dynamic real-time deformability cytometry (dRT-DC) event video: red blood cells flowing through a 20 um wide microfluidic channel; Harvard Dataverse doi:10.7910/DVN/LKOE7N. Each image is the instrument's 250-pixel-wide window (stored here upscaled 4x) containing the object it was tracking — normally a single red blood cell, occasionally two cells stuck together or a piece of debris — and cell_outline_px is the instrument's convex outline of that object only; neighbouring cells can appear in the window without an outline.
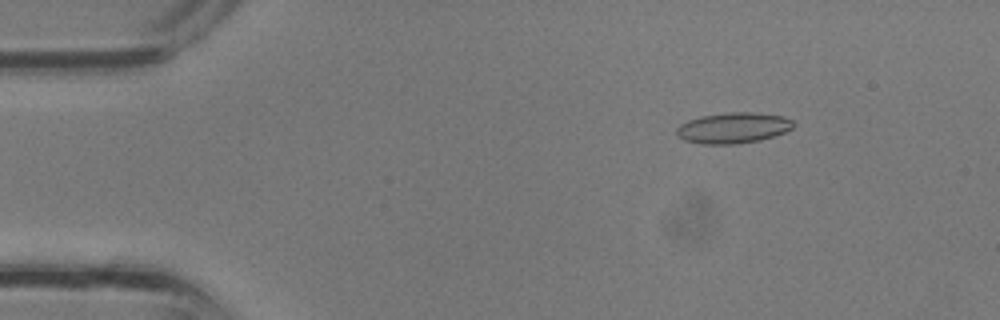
{"species": "common noctule bat (a hibernating species)", "species_latin": "Nyctalus noctula", "temperature_condition": "room temperature", "stored_images_in_passage": 34, "camera_frame_rate_fps": 3000, "um_per_image_px": 0.085, "animal": {"sex": "male", "body_mass_g": 13.3}, "frame": {"image": 1, "passage_image": 5, "time_ms": 1.333, "image_size_px": [1000, 320], "cell_outline_px": [[796, 124], [792, 128], [784, 132], [760, 140], [736, 144], [700, 144], [684, 140], [676, 136], [676, 128], [680, 124], [688, 120], [700, 116], [728, 112], [752, 112], [784, 116], [792, 120]], "centroid_in_image_um": [62.29, 10.87], "position_along_channel_um": 22.7, "area_um2": 21.1}}
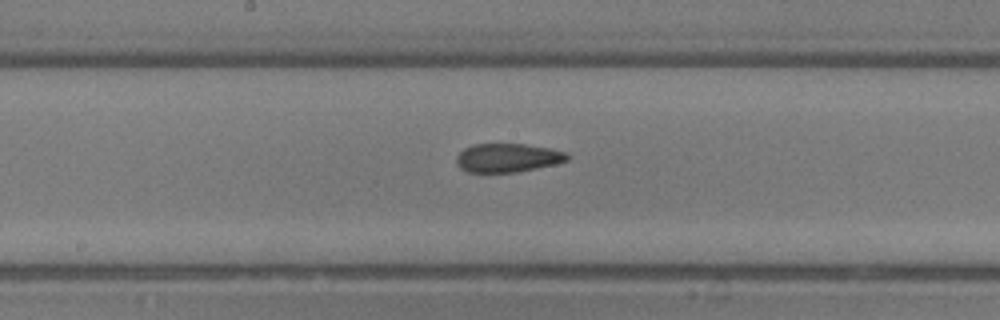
{"frame": {"image": 2, "passage_image": 18, "time_ms": 5.667, "image_size_px": [1000, 320], "cell_outline_px": [[568, 160], [556, 164], [516, 172], [468, 172], [460, 168], [456, 164], [456, 156], [464, 148], [472, 144], [524, 144], [552, 148], [568, 152]], "centroid_in_image_um": [43.15, 13.4], "position_along_channel_um": 205.0, "area_um2": 18.67}}
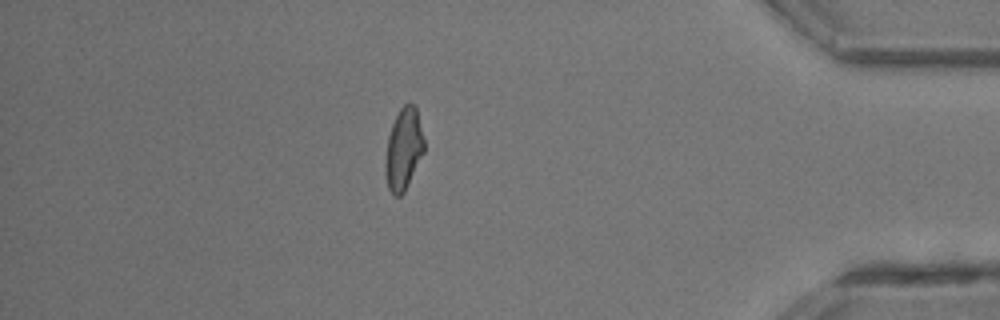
{"frame": {"image": 3, "passage_image": 30, "time_ms": 9.667, "image_size_px": [1000, 320], "cell_outline_px": [[424, 152], [404, 192], [400, 196], [396, 196], [388, 188], [384, 172], [384, 164], [388, 136], [392, 124], [400, 108], [404, 104], [416, 104], [424, 140]], "centroid_in_image_um": [34.3, 12.66], "position_along_channel_um": 400.9, "area_um2": 18.5}}